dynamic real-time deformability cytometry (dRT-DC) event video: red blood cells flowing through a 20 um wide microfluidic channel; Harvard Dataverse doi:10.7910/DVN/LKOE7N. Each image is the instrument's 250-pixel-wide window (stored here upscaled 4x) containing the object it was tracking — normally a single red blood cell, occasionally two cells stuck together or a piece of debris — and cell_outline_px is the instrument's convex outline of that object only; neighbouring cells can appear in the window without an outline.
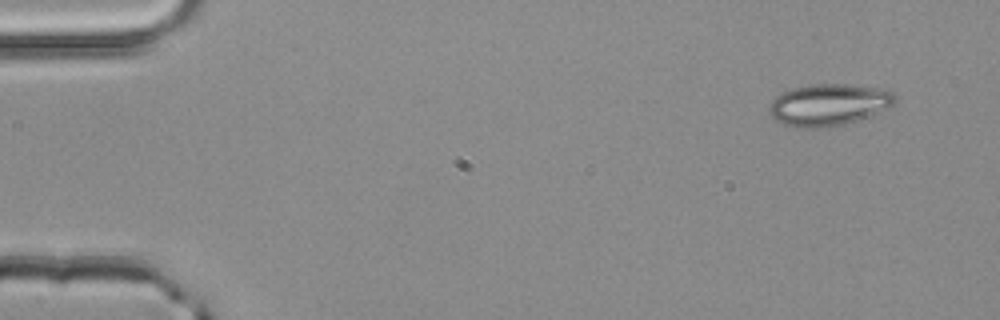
{"species": "common noctule bat (a hibernating species)", "species_latin": "Nyctalus noctula", "temperature_condition": "room temperature", "stored_images_in_passage": 3, "camera_frame_rate_fps": 3000, "um_per_image_px": 0.085, "animal": {"sex": "male", "body_mass_g": 20.4}, "frame": {"image": 1, "passage_image": 1, "time_ms": 0.0, "image_size_px": [1000, 320], "cell_outline_px": [[896, 100], [888, 108], [868, 116], [844, 124], [820, 128], [796, 128], [784, 124], [776, 120], [768, 112], [768, 104], [776, 96], [792, 88], [808, 84], [844, 84], [880, 88], [892, 92]], "centroid_in_image_um": [70.38, 8.9], "position_along_channel_um": 14.6, "area_um2": 30.58}}